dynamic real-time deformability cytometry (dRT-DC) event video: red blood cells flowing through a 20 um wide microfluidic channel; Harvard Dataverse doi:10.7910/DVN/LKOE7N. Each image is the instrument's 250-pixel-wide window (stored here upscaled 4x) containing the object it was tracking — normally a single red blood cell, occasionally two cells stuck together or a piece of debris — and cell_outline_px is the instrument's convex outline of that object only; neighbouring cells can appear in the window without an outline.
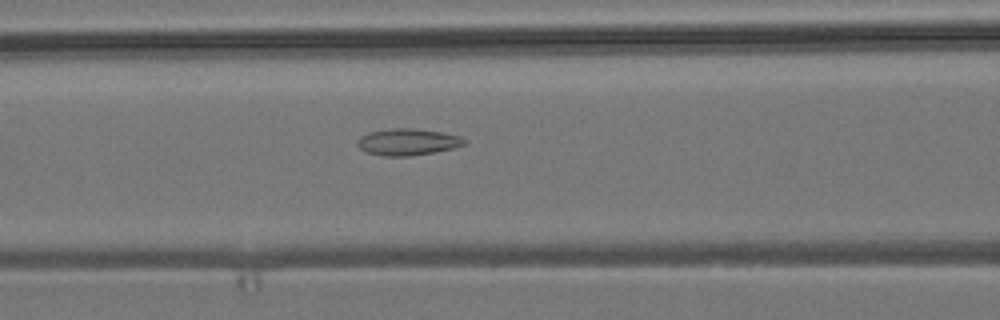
{"species": "common noctule bat (a hibernating species)", "species_latin": "Nyctalus noctula", "temperature_condition": "room temperature", "stored_images_in_passage": 11, "camera_frame_rate_fps": 3000, "um_per_image_px": 0.085, "animal": {"sex": "male", "body_mass_g": 19.2, "forearm_length_mm": 51.8}, "frame": {"image": 1, "passage_image": 7, "time_ms": 2.0, "image_size_px": [1000, 320], "cell_outline_px": [[468, 140], [464, 144], [452, 148], [432, 152], [408, 156], [384, 156], [368, 152], [360, 148], [356, 144], [356, 140], [360, 136], [368, 132], [392, 128], [416, 128], [440, 132], [460, 136]], "centroid_in_image_um": [34.62, 12.05], "position_along_channel_um": 132.0, "area_um2": 16.53}}